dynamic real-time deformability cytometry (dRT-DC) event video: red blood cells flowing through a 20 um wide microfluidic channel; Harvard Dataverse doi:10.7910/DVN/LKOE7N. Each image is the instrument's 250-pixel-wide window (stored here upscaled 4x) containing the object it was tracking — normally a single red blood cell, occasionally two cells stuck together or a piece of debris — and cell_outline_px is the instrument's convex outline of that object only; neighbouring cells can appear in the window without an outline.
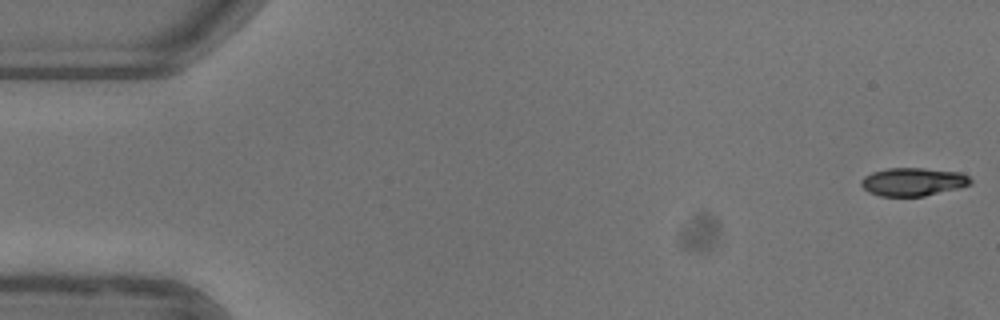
{"species": "common noctule bat (a hibernating species)", "species_latin": "Nyctalus noctula", "temperature_condition": "warm", "stored_images_in_passage": 52, "camera_frame_rate_fps": 3000, "um_per_image_px": 0.085, "animal": {"sex": "female"}, "frame": {"image": 1, "passage_image": 1, "time_ms": 0.0, "image_size_px": [1000, 320], "cell_outline_px": [[972, 184], [960, 188], [924, 196], [880, 196], [868, 192], [860, 184], [860, 180], [864, 176], [872, 172], [888, 168], [924, 168], [960, 172], [968, 176], [972, 180]], "centroid_in_image_um": [77.61, 15.45], "position_along_channel_um": 7.4, "area_um2": 18.09}}
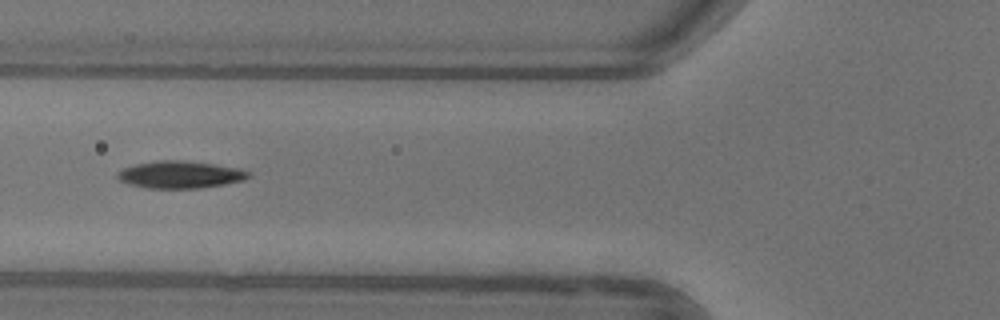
{"frame": {"image": 2, "passage_image": 20, "time_ms": 6.333, "image_size_px": [1000, 320], "cell_outline_px": [[252, 176], [244, 180], [224, 184], [200, 188], [148, 188], [128, 184], [120, 180], [116, 176], [116, 172], [124, 168], [136, 164], [156, 160], [180, 160], [212, 164], [240, 168], [252, 172]], "centroid_in_image_um": [15.33, 14.84], "position_along_channel_um": 110.5, "area_um2": 20.87}}
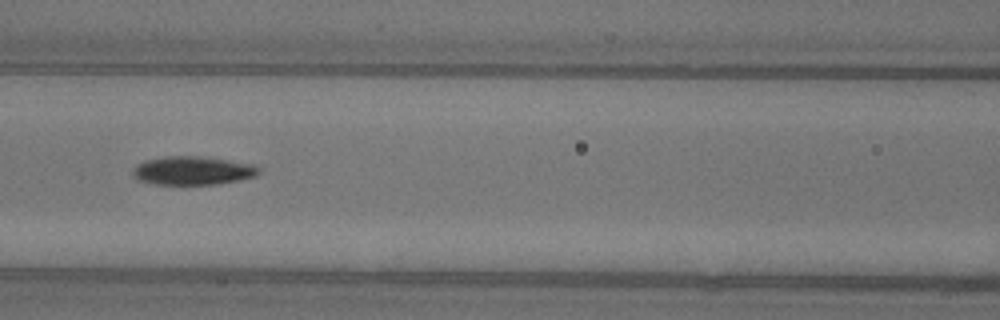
{"frame": {"image": 3, "passage_image": 23, "time_ms": 7.333, "image_size_px": [1000, 320], "cell_outline_px": [[260, 172], [256, 176], [240, 180], [216, 184], [156, 184], [140, 180], [132, 176], [132, 168], [136, 164], [144, 160], [164, 156], [196, 156], [256, 164], [260, 168]], "centroid_in_image_um": [16.37, 14.49], "position_along_channel_um": 150.2, "area_um2": 21.04}, "authors_computed_cell_mechanics": {"area_um2": 19.652, "velocity_mm_per_s": 3.9413, "shape_relaxation_time_tau1_ms": 2.8495, "shape_relaxation_time_tau2_ms": null, "deformation_change_tau1": 0.1425, "deformation_change_tau2": null}}